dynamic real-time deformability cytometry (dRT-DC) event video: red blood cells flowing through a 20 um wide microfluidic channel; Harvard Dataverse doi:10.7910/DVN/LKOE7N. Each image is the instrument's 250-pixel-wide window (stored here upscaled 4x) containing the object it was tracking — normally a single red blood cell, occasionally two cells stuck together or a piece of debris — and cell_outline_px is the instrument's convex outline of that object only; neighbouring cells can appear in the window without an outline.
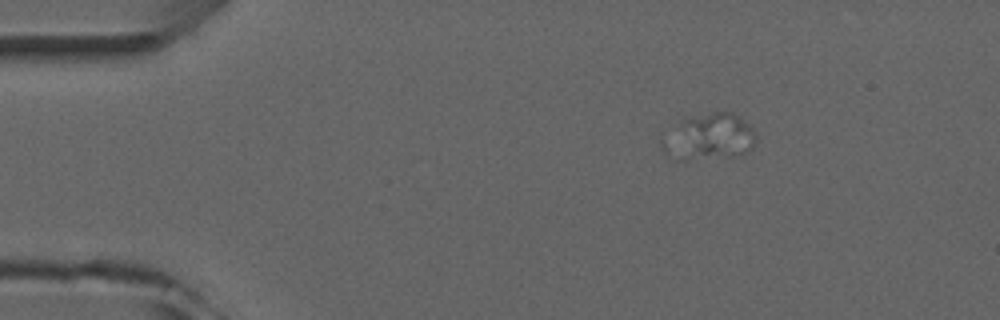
{"species": "common noctule bat (a hibernating species)", "species_latin": "Nyctalus noctula", "temperature_condition": "room temperature", "stored_images_in_passage": 6, "camera_frame_rate_fps": 3000, "um_per_image_px": 0.085, "animal": {"sex": "male", "forearm_length_mm": 52.5}, "frame": {"image": 1, "passage_image": 3, "time_ms": 2.333, "image_size_px": [1000, 320], "cell_outline_px": [[756, 140], [744, 152], [728, 156], [704, 152], [696, 144], [680, 124], [680, 120], [692, 116], [712, 112], [732, 112], [744, 120], [752, 128], [756, 136]], "centroid_in_image_um": [61.17, 11.29], "position_along_channel_um": 23.8, "area_um2": 17.28}}